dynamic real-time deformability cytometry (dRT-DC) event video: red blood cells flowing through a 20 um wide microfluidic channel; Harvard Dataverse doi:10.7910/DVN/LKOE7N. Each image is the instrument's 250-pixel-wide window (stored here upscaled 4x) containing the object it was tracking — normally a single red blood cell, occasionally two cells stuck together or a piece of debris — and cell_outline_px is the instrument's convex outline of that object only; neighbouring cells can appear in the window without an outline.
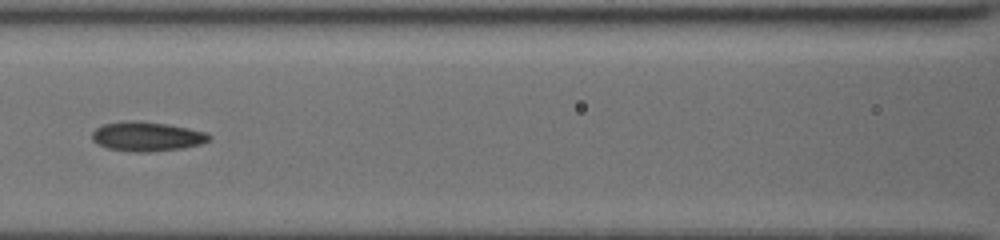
{"species": "common noctule bat (a hibernating species)", "species_latin": "Nyctalus noctula", "temperature_condition": "cold", "stored_images_in_passage": 46, "camera_frame_rate_fps": 3000, "um_per_image_px": 0.085, "animal": {"sex": "female", "body_mass_g": 19.5, "forearm_length_mm": 54.1}, "frame": {"image": 1, "passage_image": 24, "time_ms": 9.0, "image_size_px": [1000, 240], "cell_outline_px": [[212, 140], [200, 144], [184, 148], [152, 152], [132, 152], [108, 148], [92, 140], [92, 132], [96, 128], [104, 124], [124, 120], [140, 120], [168, 124], [208, 132], [212, 136]], "centroid_in_image_um": [12.53, 11.59], "position_along_channel_um": 154.1, "area_um2": 20.4}}
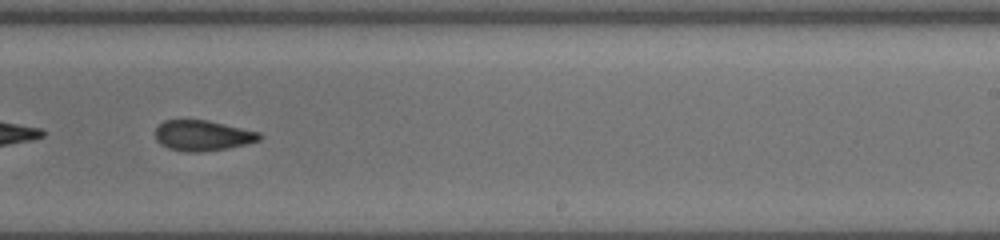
{"frame": {"image": 2, "passage_image": 31, "time_ms": 12.0, "image_size_px": [1000, 240], "cell_outline_px": [[264, 136], [260, 140], [248, 144], [228, 148], [200, 152], [184, 152], [168, 148], [160, 144], [156, 140], [156, 128], [164, 120], [208, 120], [260, 132]], "centroid_in_image_um": [17.25, 11.53], "position_along_channel_um": 271.7, "area_um2": 18.67}}
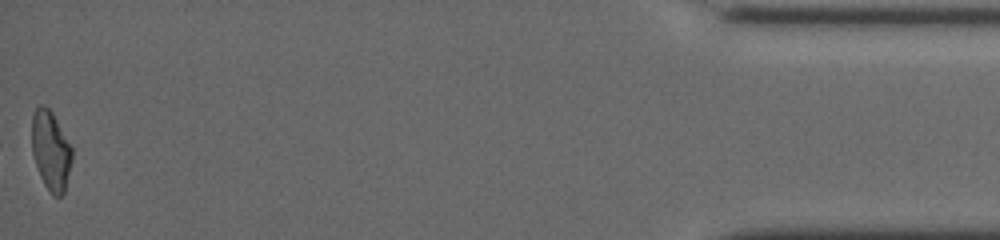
{"frame": {"image": 3, "passage_image": 46, "time_ms": 18.0, "image_size_px": [1000, 240], "cell_outline_px": [[72, 160], [64, 192], [60, 196], [52, 196], [44, 184], [40, 176], [32, 152], [32, 116], [36, 108], [40, 104], [44, 104], [52, 112], [72, 148]], "centroid_in_image_um": [4.31, 12.8], "position_along_channel_um": 430.9, "area_um2": 18.44}, "authors_computed_cell_mechanics": {"area_um2": 20.1144, "velocity_mm_per_s": 3.9477, "shape_relaxation_time_tau1_ms": 8.702, "shape_relaxation_time_tau2_ms": 3.089, "deformation_change_tau1": 0.1821, "deformation_change_tau2": 0.09}}